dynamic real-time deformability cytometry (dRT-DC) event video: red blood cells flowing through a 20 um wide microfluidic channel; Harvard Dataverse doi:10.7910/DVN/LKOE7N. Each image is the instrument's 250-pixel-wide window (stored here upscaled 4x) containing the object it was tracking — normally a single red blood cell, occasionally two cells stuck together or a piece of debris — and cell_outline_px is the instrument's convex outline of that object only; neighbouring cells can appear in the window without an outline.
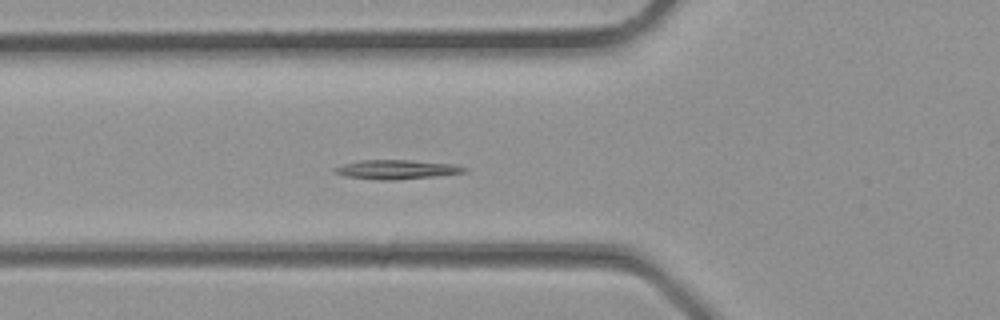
{"species": "common noctule bat (a hibernating species)", "species_latin": "Nyctalus noctula", "temperature_condition": "room temperature", "stored_images_in_passage": 29, "segment_of_instrument_passage": [1, 2], "camera_frame_rate_fps": 3000, "um_per_image_px": 0.085, "animal": {"sex": "male", "body_mass_g": 23.1, "forearm_length_mm": 52.7}, "frame": {"image": 1, "passage_image": 7, "time_ms": 2.0, "image_size_px": [1000, 320], "cell_outline_px": [[468, 168], [464, 172], [432, 176], [396, 180], [380, 180], [344, 176], [336, 172], [336, 168], [344, 164], [360, 160], [408, 160], [452, 164]], "centroid_in_image_um": [33.7, 14.4], "position_along_channel_um": 92.1, "area_um2": 14.1}}
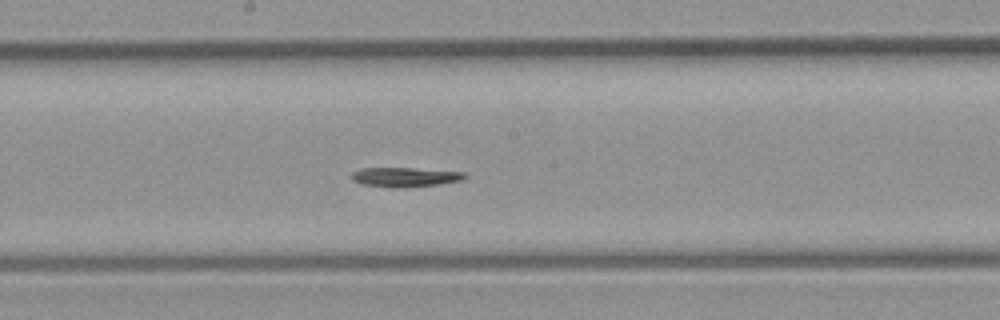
{"frame": {"image": 2, "passage_image": 13, "time_ms": 4.0, "image_size_px": [1000, 320], "cell_outline_px": [[468, 176], [464, 180], [436, 184], [400, 188], [392, 188], [360, 184], [352, 180], [352, 172], [360, 168], [412, 168], [464, 172]], "centroid_in_image_um": [34.4, 15.05], "position_along_channel_um": 213.8, "area_um2": 12.89}}
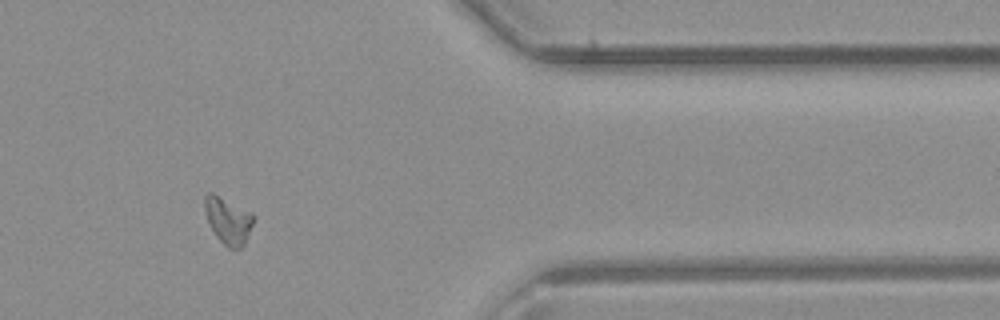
{"frame": {"image": 3, "passage_image": 23, "time_ms": 7.333, "image_size_px": [1000, 320], "cell_outline_px": [[252, 224], [244, 244], [236, 252], [228, 248], [216, 236], [208, 220], [204, 208], [204, 196], [208, 192], [212, 192], [252, 212]], "centroid_in_image_um": [19.37, 18.75], "position_along_channel_um": 392.0, "area_um2": 13.12}}